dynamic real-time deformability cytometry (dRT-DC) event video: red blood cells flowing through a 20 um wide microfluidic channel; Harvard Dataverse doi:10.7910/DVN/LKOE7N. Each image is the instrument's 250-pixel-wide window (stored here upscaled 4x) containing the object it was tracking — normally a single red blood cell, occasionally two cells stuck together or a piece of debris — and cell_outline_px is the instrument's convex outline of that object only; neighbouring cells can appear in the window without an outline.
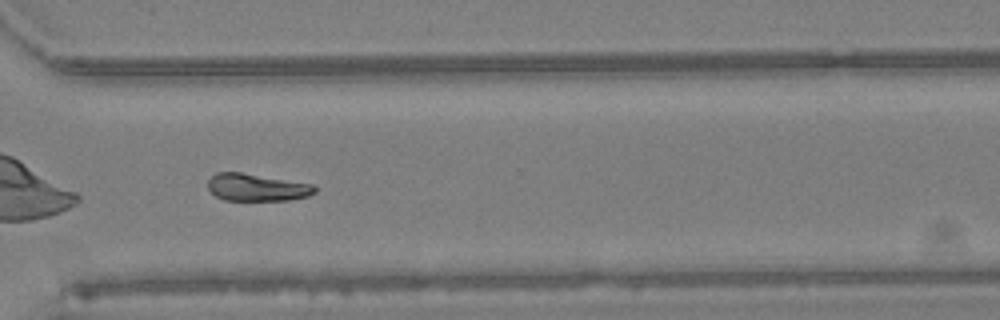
{"species": "Egyptian fruit bat (a non-hibernating species)", "species_latin": "Rousettus aegyptiacus", "temperature_condition": "warm", "stored_images_in_passage": 43, "camera_frame_rate_fps": 3000, "um_per_image_px": 0.085, "animal": {"sex": "female"}, "frame": {"image": 1, "passage_image": 31, "time_ms": 10.0, "image_size_px": [1000, 320], "cell_outline_px": [[316, 192], [308, 196], [288, 200], [224, 200], [216, 196], [208, 188], [208, 180], [216, 172], [240, 172], [312, 184], [316, 188]], "centroid_in_image_um": [21.81, 15.93], "position_along_channel_um": 348.8, "area_um2": 16.88}, "authors_computed_cell_mechanics": {"area_um2": 17.5712, "velocity_mm_per_s": 4.3296, "shape_relaxation_time_tau1_ms": 8.7878, "shape_relaxation_time_tau2_ms": null, "deformation_change_tau1": 0.1807, "deformation_change_tau2": null}}